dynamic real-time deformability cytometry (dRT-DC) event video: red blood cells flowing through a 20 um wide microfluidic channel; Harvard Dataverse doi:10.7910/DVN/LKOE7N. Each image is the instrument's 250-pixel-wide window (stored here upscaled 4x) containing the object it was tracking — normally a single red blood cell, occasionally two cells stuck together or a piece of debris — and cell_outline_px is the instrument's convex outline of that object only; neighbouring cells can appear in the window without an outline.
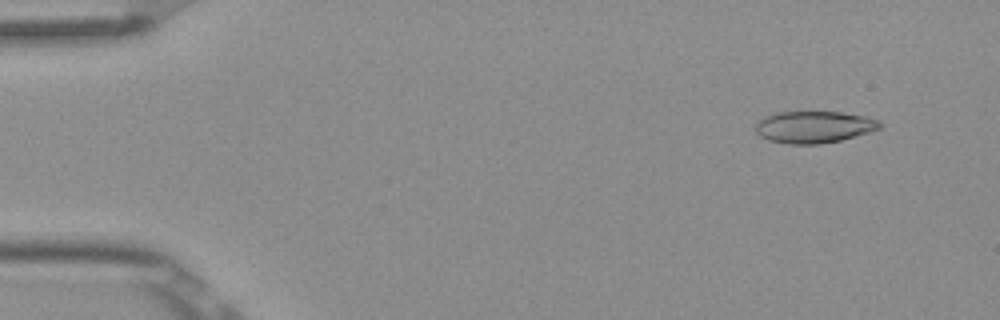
{"species": "Egyptian fruit bat (a non-hibernating species)", "species_latin": "Rousettus aegyptiacus", "temperature_condition": "room temperature", "stored_images_in_passage": 5, "camera_frame_rate_fps": 3000, "um_per_image_px": 0.085, "frame": {"image": 1, "passage_image": 2, "time_ms": 0.333, "image_size_px": [1000, 320], "cell_outline_px": [[880, 128], [868, 132], [840, 140], [820, 144], [788, 144], [768, 140], [760, 136], [756, 132], [756, 124], [764, 116], [780, 112], [840, 112], [868, 116], [880, 120]], "centroid_in_image_um": [69.18, 10.79], "position_along_channel_um": 15.8, "area_um2": 23.0}}
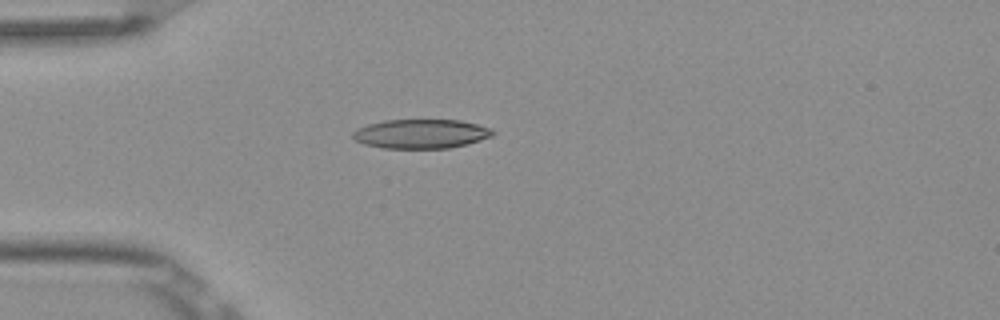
{"frame": {"image": 2, "passage_image": 5, "time_ms": 1.333, "image_size_px": [1000, 320], "cell_outline_px": [[496, 132], [492, 136], [468, 144], [448, 148], [384, 148], [364, 144], [356, 140], [352, 136], [352, 132], [356, 128], [368, 124], [384, 120], [460, 120], [492, 128]], "centroid_in_image_um": [35.79, 11.37], "position_along_channel_um": 49.2, "area_um2": 23.87}}